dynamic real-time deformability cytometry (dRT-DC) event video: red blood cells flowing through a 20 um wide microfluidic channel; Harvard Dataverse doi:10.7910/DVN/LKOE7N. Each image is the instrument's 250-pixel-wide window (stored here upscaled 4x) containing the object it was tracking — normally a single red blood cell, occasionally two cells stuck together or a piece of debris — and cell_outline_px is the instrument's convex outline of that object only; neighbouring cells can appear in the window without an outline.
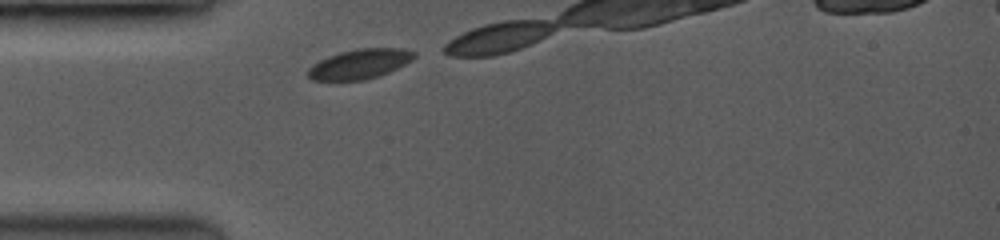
{"species": "common noctule bat (a hibernating species)", "species_latin": "Nyctalus noctula", "temperature_condition": "room temperature", "stored_images_in_passage": 8, "camera_frame_rate_fps": 3500, "um_per_image_px": 0.085, "animal": {"sex": "female", "body_mass_g": 19.0, "forearm_length_mm": 53.3}, "frame": {"image": 1, "passage_image": 1, "time_ms": 0.0, "image_size_px": [1000, 240], "cell_outline_px": [[416, 56], [412, 60], [388, 72], [364, 80], [312, 80], [308, 76], [308, 68], [312, 64], [328, 56], [340, 52], [356, 48], [400, 48], [416, 52]], "centroid_in_image_um": [30.56, 5.42], "position_along_channel_um": 54.4, "area_um2": 18.26}}